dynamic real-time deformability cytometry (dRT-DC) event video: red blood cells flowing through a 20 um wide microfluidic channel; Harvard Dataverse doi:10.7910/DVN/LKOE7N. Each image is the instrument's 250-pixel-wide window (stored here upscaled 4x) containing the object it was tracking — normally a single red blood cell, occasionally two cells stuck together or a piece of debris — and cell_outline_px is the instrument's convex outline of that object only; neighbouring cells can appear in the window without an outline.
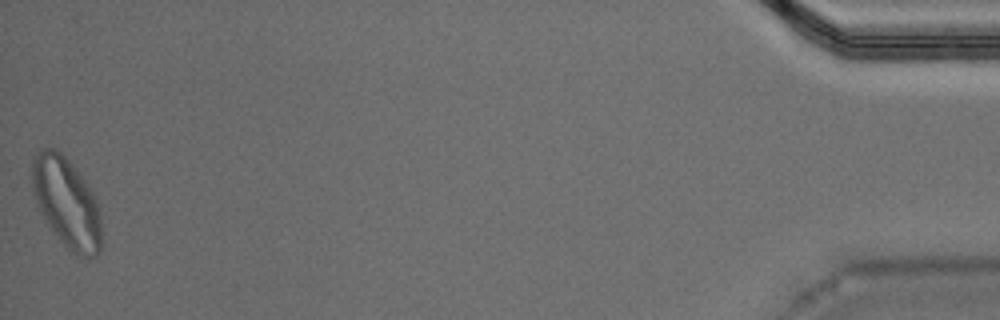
{"species": "Egyptian fruit bat (a non-hibernating species)", "species_latin": "Rousettus aegyptiacus", "temperature_condition": "warm", "stored_images_in_passage": 51, "segment_of_instrument_passage": [2, 2], "camera_frame_rate_fps": 3000, "um_per_image_px": 0.085, "animal": {"sex": "male"}, "frame": {"image": 1, "passage_image": 51, "time_ms": 16.667, "image_size_px": [1000, 320], "cell_outline_px": [[100, 252], [96, 256], [76, 256], [64, 248], [40, 212], [36, 204], [32, 192], [32, 160], [36, 152], [44, 148], [56, 148], [72, 164], [88, 184], [96, 196], [100, 212]], "centroid_in_image_um": [5.64, 17.23], "position_along_channel_um": 429.6, "area_um2": 36.76}}